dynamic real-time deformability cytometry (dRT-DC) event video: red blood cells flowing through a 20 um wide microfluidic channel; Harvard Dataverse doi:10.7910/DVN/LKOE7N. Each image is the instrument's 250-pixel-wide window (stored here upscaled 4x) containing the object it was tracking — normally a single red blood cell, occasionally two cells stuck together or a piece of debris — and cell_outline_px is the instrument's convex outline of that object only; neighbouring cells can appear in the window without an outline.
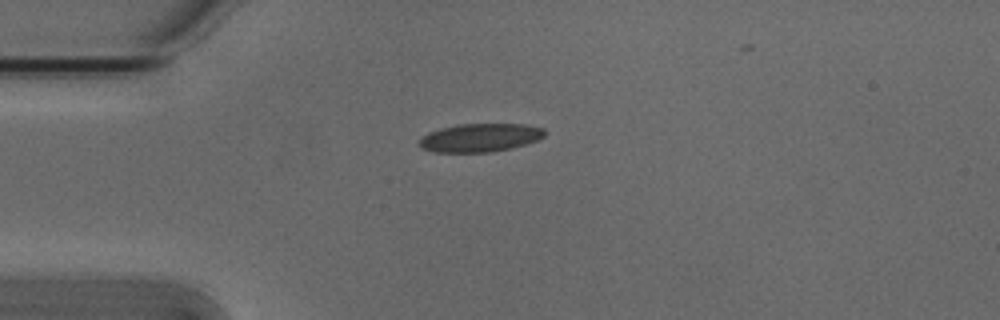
{"species": "Egyptian fruit bat (a non-hibernating species)", "species_latin": "Rousettus aegyptiacus", "temperature_condition": "cold", "stored_images_in_passage": 31, "camera_frame_rate_fps": 3000, "um_per_image_px": 0.085, "animal": {"sex": "male"}, "frame": {"image": 1, "passage_image": 1, "time_ms": 0.0, "image_size_px": [1000, 320], "cell_outline_px": [[544, 136], [536, 140], [524, 144], [508, 148], [488, 152], [432, 152], [424, 148], [420, 144], [420, 136], [428, 132], [440, 128], [460, 124], [524, 124], [544, 128]], "centroid_in_image_um": [40.77, 11.69], "position_along_channel_um": 44.2, "area_um2": 20.46}}
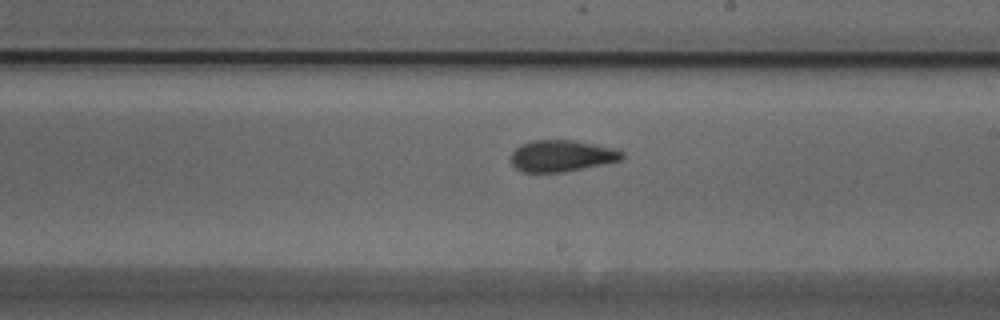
{"frame": {"image": 2, "passage_image": 18, "time_ms": 5.667, "image_size_px": [1000, 320], "cell_outline_px": [[624, 156], [620, 160], [564, 172], [520, 172], [512, 164], [512, 152], [516, 148], [532, 140], [576, 140], [612, 148], [624, 152]], "centroid_in_image_um": [47.73, 13.25], "position_along_channel_um": 241.3, "area_um2": 20.17}}
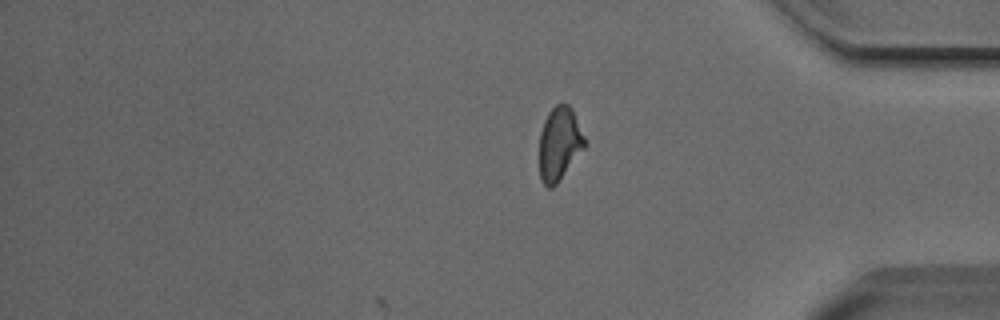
{"frame": {"image": 3, "passage_image": 31, "time_ms": 10.0, "image_size_px": [1000, 320], "cell_outline_px": [[588, 144], [556, 184], [552, 188], [548, 188], [540, 180], [540, 132], [544, 120], [548, 112], [556, 104], [568, 104], [572, 108]], "centroid_in_image_um": [47.56, 12.21], "position_along_channel_um": 387.6, "area_um2": 19.48}, "authors_computed_cell_mechanics": {"area_um2": 20.4612, "velocity_mm_per_s": 3.8232, "shape_relaxation_time_tau1_ms": 3.343, "shape_relaxation_time_tau2_ms": 1.7658, "deformation_change_tau1": 0.1237, "deformation_change_tau2": 0.0941}}